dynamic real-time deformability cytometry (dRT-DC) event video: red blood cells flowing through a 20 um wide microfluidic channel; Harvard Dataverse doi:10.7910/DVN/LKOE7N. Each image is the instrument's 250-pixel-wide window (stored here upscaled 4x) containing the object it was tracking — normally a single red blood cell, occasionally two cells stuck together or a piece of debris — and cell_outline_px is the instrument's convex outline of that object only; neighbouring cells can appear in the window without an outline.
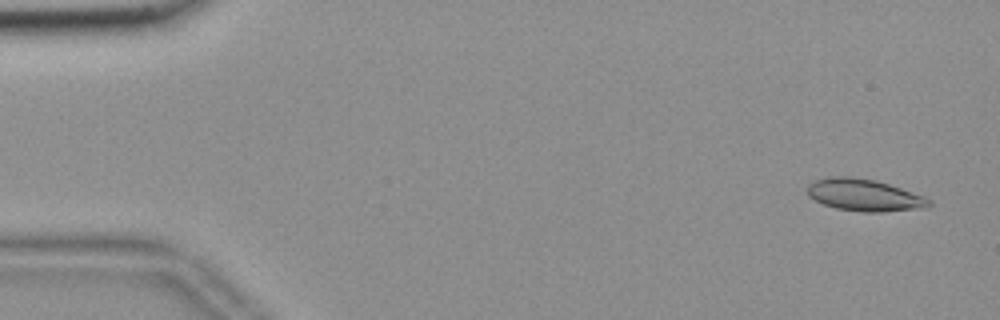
{"species": "common noctule bat (a hibernating species)", "species_latin": "Nyctalus noctula", "temperature_condition": "room temperature", "stored_images_in_passage": 55, "camera_frame_rate_fps": 3000, "um_per_image_px": 0.085, "animal": {"sex": "female", "body_mass_g": 18.4}, "frame": {"image": 1, "passage_image": 3, "time_ms": 0.667, "image_size_px": [1000, 320], "cell_outline_px": [[932, 204], [924, 208], [884, 212], [860, 212], [836, 208], [824, 204], [808, 196], [808, 184], [816, 180], [832, 176], [848, 176], [876, 180], [924, 196], [932, 200]], "centroid_in_image_um": [73.48, 16.59], "position_along_channel_um": 11.5, "area_um2": 22.66}}
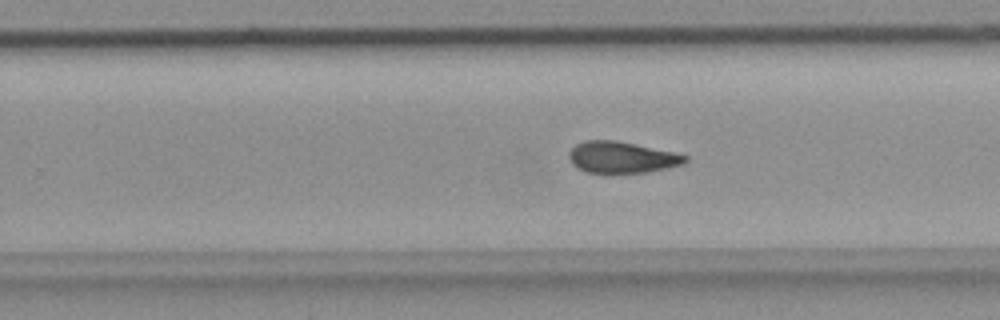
{"frame": {"image": 2, "passage_image": 35, "time_ms": 11.333, "image_size_px": [1000, 320], "cell_outline_px": [[688, 160], [684, 164], [668, 168], [644, 172], [588, 172], [572, 164], [568, 156], [568, 152], [576, 144], [584, 140], [616, 140], [636, 144], [672, 152], [688, 156]], "centroid_in_image_um": [52.85, 13.35], "position_along_channel_um": 277.0, "area_um2": 21.04}}
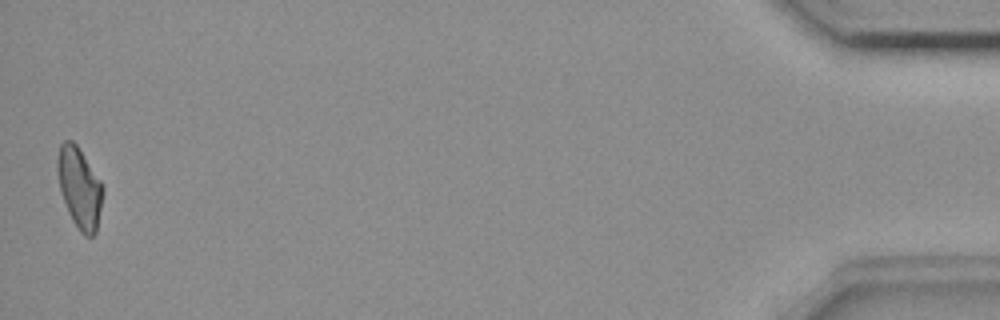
{"frame": {"image": 3, "passage_image": 55, "time_ms": 18.0, "image_size_px": [1000, 320], "cell_outline_px": [[104, 192], [96, 232], [92, 236], [84, 236], [80, 232], [72, 220], [68, 212], [60, 188], [56, 168], [56, 160], [60, 144], [64, 140], [72, 140], [76, 144], [100, 180], [104, 188]], "centroid_in_image_um": [6.75, 15.96], "position_along_channel_um": 428.4, "area_um2": 21.33}, "authors_computed_cell_mechanics": {"area_um2": 21.8484, "velocity_mm_per_s": 3.6721, "shape_relaxation_time_tau1_ms": null, "shape_relaxation_time_tau2_ms": 5.0596, "deformation_change_tau1": null, "deformation_change_tau2": 0.1083}}